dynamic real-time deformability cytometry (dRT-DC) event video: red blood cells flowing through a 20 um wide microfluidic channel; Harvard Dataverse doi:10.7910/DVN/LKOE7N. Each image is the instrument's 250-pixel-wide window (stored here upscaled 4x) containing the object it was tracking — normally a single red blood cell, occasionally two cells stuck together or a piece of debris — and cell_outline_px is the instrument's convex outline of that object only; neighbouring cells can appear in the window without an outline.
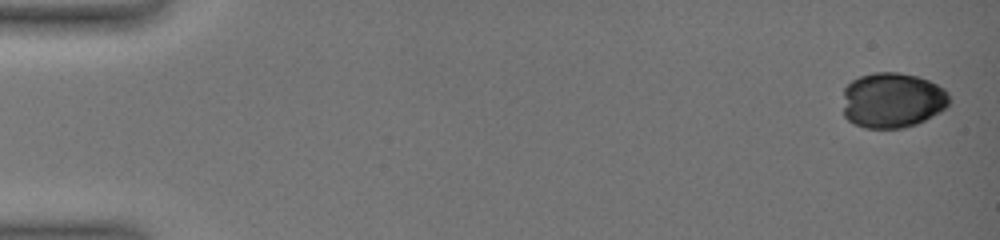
{"species": "common noctule bat (a hibernating species)", "species_latin": "Nyctalus noctula", "temperature_condition": "warm", "stored_images_in_passage": 12, "camera_frame_rate_fps": 3000, "um_per_image_px": 0.085, "animal": {"sex": "female", "body_mass_g": 19.0, "forearm_length_mm": 51.5}, "frame": {"image": 1, "passage_image": 1, "time_ms": 0.0, "image_size_px": [1000, 240], "cell_outline_px": [[948, 104], [940, 112], [916, 124], [904, 128], [864, 128], [848, 120], [844, 116], [844, 88], [852, 80], [860, 76], [872, 72], [900, 72], [916, 76], [928, 80], [944, 88], [948, 92]], "centroid_in_image_um": [75.84, 8.51], "position_along_channel_um": 9.2, "area_um2": 34.39}}
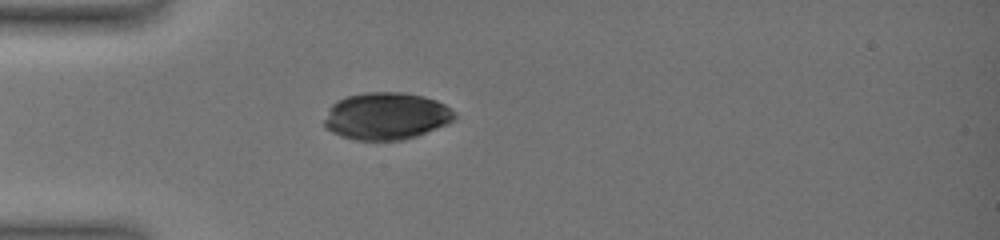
{"frame": {"image": 2, "passage_image": 7, "time_ms": 5.0, "image_size_px": [1000, 240], "cell_outline_px": [[456, 116], [452, 120], [436, 128], [416, 136], [404, 140], [356, 140], [340, 136], [324, 128], [324, 120], [328, 108], [336, 100], [348, 96], [364, 92], [404, 92], [424, 96], [436, 100], [444, 104]], "centroid_in_image_um": [32.77, 9.86], "position_along_channel_um": 52.2, "area_um2": 35.78}}